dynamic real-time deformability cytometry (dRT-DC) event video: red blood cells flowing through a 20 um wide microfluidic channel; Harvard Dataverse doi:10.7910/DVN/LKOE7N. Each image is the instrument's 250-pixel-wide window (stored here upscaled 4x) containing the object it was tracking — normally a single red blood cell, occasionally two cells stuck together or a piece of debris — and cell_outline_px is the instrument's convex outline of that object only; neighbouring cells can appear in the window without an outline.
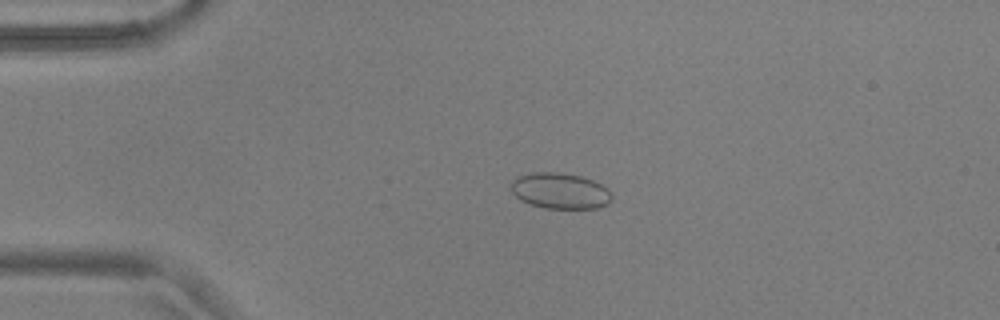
{"species": "common noctule bat (a hibernating species)", "species_latin": "Nyctalus noctula", "temperature_condition": "warm", "stored_images_in_passage": 8, "camera_frame_rate_fps": 3000, "um_per_image_px": 0.085, "animal": {"sex": "male", "body_mass_g": 17.9, "forearm_length_mm": 54.2}, "frame": {"image": 1, "passage_image": 3, "time_ms": 0.667, "image_size_px": [1000, 320], "cell_outline_px": [[612, 200], [608, 204], [596, 208], [544, 208], [520, 200], [512, 192], [512, 180], [516, 176], [532, 172], [560, 172], [580, 176], [592, 180], [608, 188], [612, 196]], "centroid_in_image_um": [47.61, 16.21], "position_along_channel_um": 37.4, "area_um2": 21.1}}